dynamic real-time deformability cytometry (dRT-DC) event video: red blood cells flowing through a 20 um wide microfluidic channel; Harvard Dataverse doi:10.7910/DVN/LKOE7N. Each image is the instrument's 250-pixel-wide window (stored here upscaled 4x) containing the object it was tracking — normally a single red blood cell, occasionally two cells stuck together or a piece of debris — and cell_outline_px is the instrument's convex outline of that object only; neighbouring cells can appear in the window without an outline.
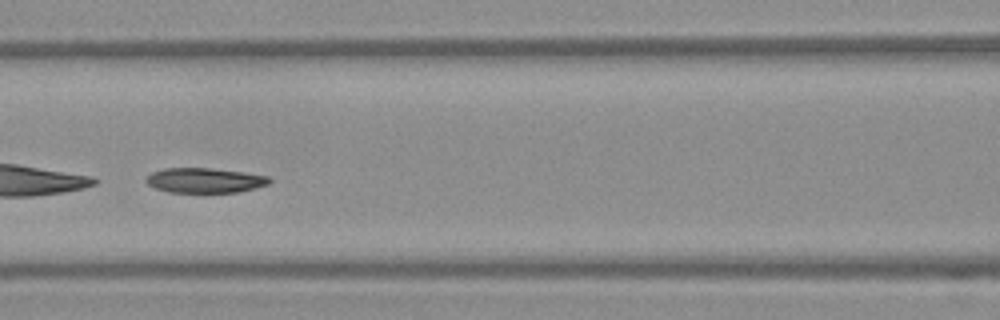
{"species": "Egyptian fruit bat (a non-hibernating species)", "species_latin": "Rousettus aegyptiacus", "temperature_condition": "warm", "stored_images_in_passage": 50, "camera_frame_rate_fps": 3000, "um_per_image_px": 0.085, "frame": {"image": 1, "passage_image": 22, "time_ms": 7.0, "image_size_px": [1000, 320], "cell_outline_px": [[272, 180], [268, 184], [256, 188], [240, 192], [204, 196], [200, 196], [168, 192], [156, 188], [148, 184], [144, 180], [152, 172], [164, 168], [208, 168], [244, 172], [268, 176]], "centroid_in_image_um": [17.41, 15.39], "position_along_channel_um": 149.2, "area_um2": 18.96}, "authors_computed_cell_mechanics": {"area_um2": 20.4612, "velocity_mm_per_s": 3.849, "shape_relaxation_time_tau1_ms": 2.6366, "shape_relaxation_time_tau2_ms": null, "deformation_change_tau1": 0.0938, "deformation_change_tau2": null}}